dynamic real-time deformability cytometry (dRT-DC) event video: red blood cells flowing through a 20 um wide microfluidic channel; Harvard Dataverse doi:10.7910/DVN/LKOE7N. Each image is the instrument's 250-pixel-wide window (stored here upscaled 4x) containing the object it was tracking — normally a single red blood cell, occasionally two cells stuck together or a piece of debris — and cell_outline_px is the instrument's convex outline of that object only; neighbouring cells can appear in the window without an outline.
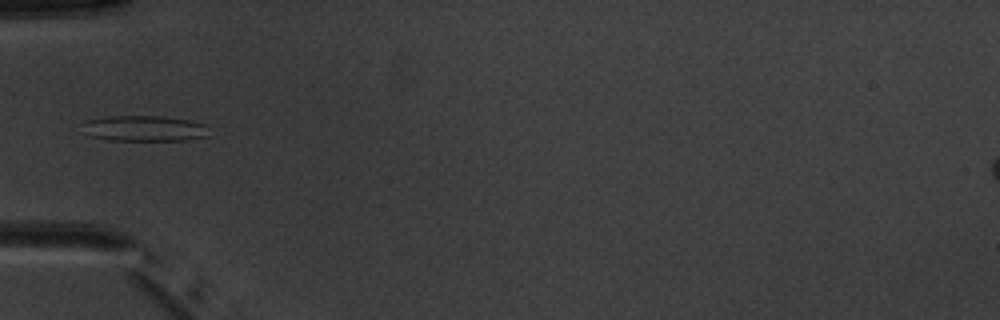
{"species": "common noctule bat (a hibernating species)", "species_latin": "Nyctalus noctula", "temperature_condition": "warm", "stored_images_in_passage": 4, "camera_frame_rate_fps": 3000, "um_per_image_px": 0.085, "animal": {"sex": "male", "body_mass_g": 20.1, "forearm_length_mm": 53.5}, "frame": {"image": 1, "passage_image": 4, "time_ms": 3.667, "image_size_px": [1000, 320], "cell_outline_px": [[208, 136], [188, 140], [108, 140], [92, 136], [84, 120], [104, 116], [164, 116], [188, 120], [208, 124]], "centroid_in_image_um": [12.38, 10.9], "position_along_channel_um": 72.6, "area_um2": 18.79}}